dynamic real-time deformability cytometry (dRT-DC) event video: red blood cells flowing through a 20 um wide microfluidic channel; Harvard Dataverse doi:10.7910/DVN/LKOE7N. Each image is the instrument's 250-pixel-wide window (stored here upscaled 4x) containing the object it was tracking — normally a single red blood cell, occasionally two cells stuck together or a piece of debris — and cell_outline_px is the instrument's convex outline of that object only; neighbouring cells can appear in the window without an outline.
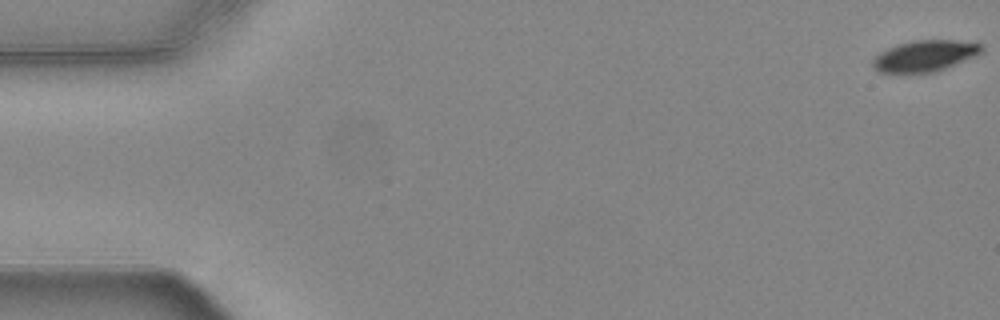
{"species": "common noctule bat (a hibernating species)", "species_latin": "Nyctalus noctula", "temperature_condition": "warm", "stored_images_in_passage": 56, "camera_frame_rate_fps": 3000, "um_per_image_px": 0.085, "animal": {"sex": "female", "body_mass_g": 24.6, "forearm_length_mm": 56.2}, "frame": {"image": 1, "passage_image": 1, "time_ms": 0.0, "image_size_px": [1000, 320], "cell_outline_px": [[984, 52], [976, 56], [944, 68], [932, 72], [880, 72], [872, 68], [872, 60], [880, 52], [896, 44], [916, 40], [956, 40], [984, 44]], "centroid_in_image_um": [78.64, 4.73], "position_along_channel_um": 6.4, "area_um2": 19.71}}
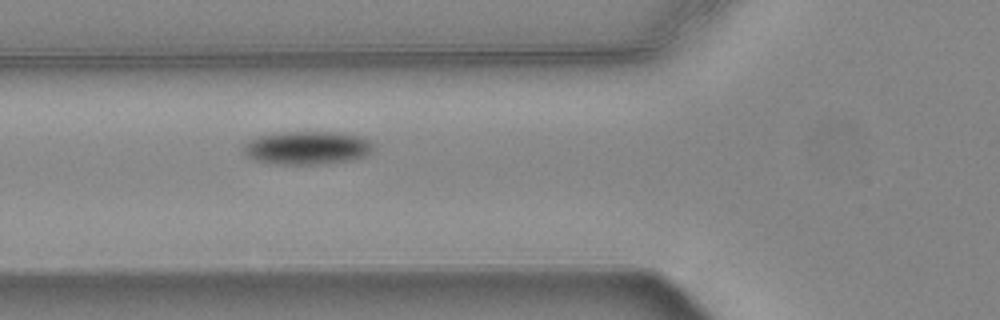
{"frame": {"image": 2, "passage_image": 21, "time_ms": 6.667, "image_size_px": [1000, 320], "cell_outline_px": [[376, 148], [364, 156], [352, 160], [320, 164], [280, 164], [256, 160], [248, 156], [244, 152], [244, 144], [256, 136], [284, 132], [340, 132], [364, 136], [376, 144]], "centroid_in_image_um": [26.2, 12.55], "position_along_channel_um": 99.6, "area_um2": 25.37}}
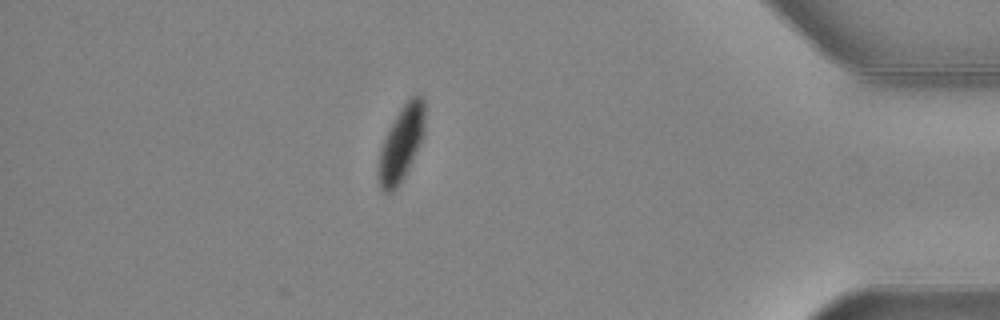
{"frame": {"image": 3, "passage_image": 49, "time_ms": 16.0, "image_size_px": [1000, 320], "cell_outline_px": [[424, 132], [412, 160], [404, 176], [396, 188], [392, 192], [384, 192], [380, 188], [376, 176], [380, 148], [400, 108], [412, 96], [420, 96], [424, 100]], "centroid_in_image_um": [34.07, 12.25], "position_along_channel_um": 401.1, "area_um2": 19.83}, "authors_computed_cell_mechanics": {"area_um2": 22.4842, "velocity_mm_per_s": 3.6915, "shape_relaxation_time_tau1_ms": 1.8982, "shape_relaxation_time_tau2_ms": null, "deformation_change_tau1": 0.1105, "deformation_change_tau2": null}}